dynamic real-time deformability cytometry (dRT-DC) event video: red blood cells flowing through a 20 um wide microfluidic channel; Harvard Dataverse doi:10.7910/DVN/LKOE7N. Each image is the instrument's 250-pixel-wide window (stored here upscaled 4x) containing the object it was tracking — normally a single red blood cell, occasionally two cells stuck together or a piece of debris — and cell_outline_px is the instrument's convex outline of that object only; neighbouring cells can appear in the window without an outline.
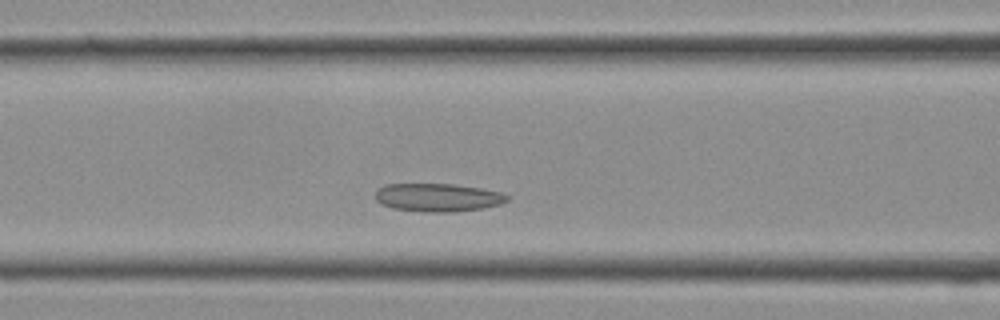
{"species": "Egyptian fruit bat (a non-hibernating species)", "species_latin": "Rousettus aegyptiacus", "temperature_condition": "cold", "stored_images_in_passage": 21, "camera_frame_rate_fps": 3000, "um_per_image_px": 0.085, "frame": {"image": 1, "passage_image": 7, "time_ms": 2.0, "image_size_px": [1000, 320], "cell_outline_px": [[508, 200], [500, 204], [480, 208], [452, 212], [424, 212], [392, 208], [380, 204], [376, 200], [376, 188], [384, 184], [452, 184], [480, 188], [500, 192], [508, 196]], "centroid_in_image_um": [37.15, 16.78], "position_along_channel_um": 129.4, "area_um2": 21.62}}
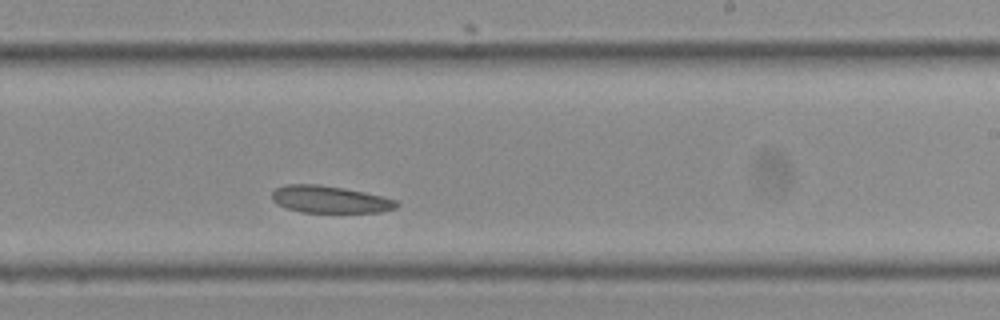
{"frame": {"image": 2, "passage_image": 13, "time_ms": 4.0, "image_size_px": [1000, 320], "cell_outline_px": [[400, 204], [396, 208], [380, 212], [300, 212], [276, 204], [272, 200], [272, 192], [276, 188], [284, 184], [320, 184], [344, 188], [364, 192], [396, 200]], "centroid_in_image_um": [28.01, 16.94], "position_along_channel_um": 261.0, "area_um2": 19.71}}
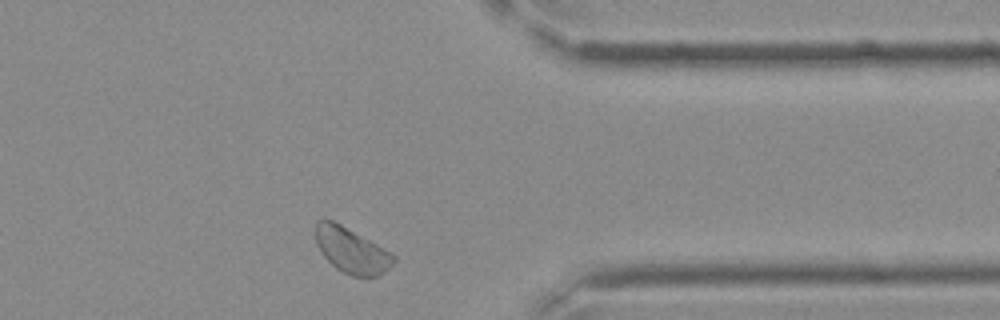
{"frame": {"image": 3, "passage_image": 19, "time_ms": 6.0, "image_size_px": [1000, 320], "cell_outline_px": [[396, 260], [380, 276], [352, 276], [336, 268], [324, 256], [316, 244], [316, 220], [332, 220], [340, 224], [376, 244], [396, 256]], "centroid_in_image_um": [29.87, 21.29], "position_along_channel_um": 381.5, "area_um2": 20.17}}